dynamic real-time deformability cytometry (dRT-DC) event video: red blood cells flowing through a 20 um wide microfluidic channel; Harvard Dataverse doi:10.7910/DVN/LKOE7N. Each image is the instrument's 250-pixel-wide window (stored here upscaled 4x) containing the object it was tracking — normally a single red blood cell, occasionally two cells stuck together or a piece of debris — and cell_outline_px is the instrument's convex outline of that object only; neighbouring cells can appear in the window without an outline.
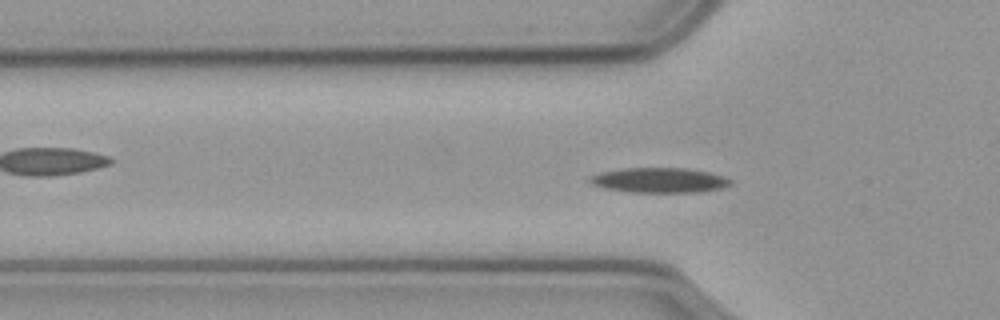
{"species": "common noctule bat (a hibernating species)", "species_latin": "Nyctalus noctula", "temperature_condition": "cold", "stored_images_in_passage": 47, "camera_frame_rate_fps": 3000, "um_per_image_px": 0.085, "animal": {"sex": "male", "body_mass_g": 23.1, "forearm_length_mm": 52.7}, "frame": {"image": 1, "passage_image": 7, "time_ms": 2.0, "image_size_px": [1000, 320], "cell_outline_px": [[732, 184], [720, 188], [700, 192], [628, 192], [604, 188], [592, 184], [588, 180], [588, 176], [600, 172], [620, 168], [684, 168], [708, 172], [724, 176], [732, 180]], "centroid_in_image_um": [56.0, 15.31], "position_along_channel_um": 69.8, "area_um2": 20.58}}
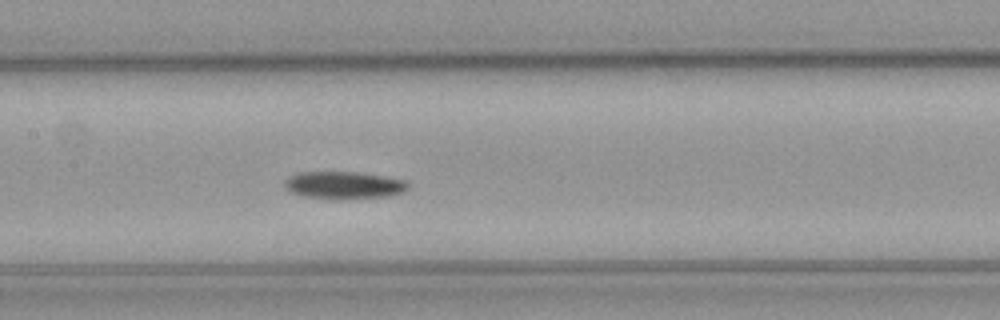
{"frame": {"image": 2, "passage_image": 16, "time_ms": 5.0, "image_size_px": [1000, 320], "cell_outline_px": [[408, 188], [404, 192], [388, 196], [348, 200], [332, 200], [300, 196], [292, 192], [284, 184], [284, 180], [300, 172], [356, 172], [404, 180], [408, 184]], "centroid_in_image_um": [29.22, 15.77], "position_along_channel_um": 178.2, "area_um2": 19.88}}
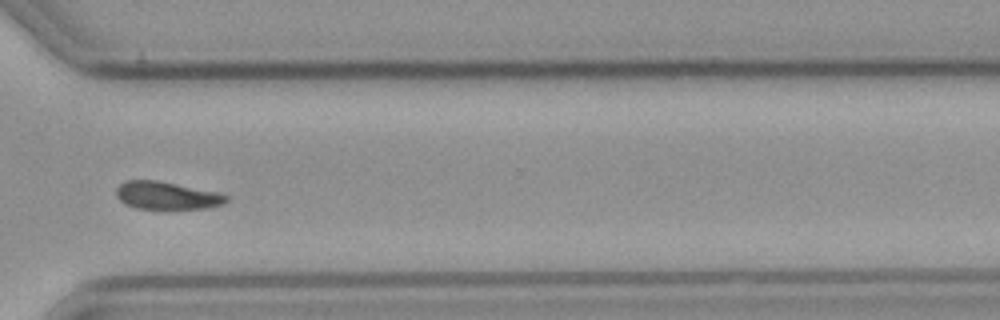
{"frame": {"image": 3, "passage_image": 31, "time_ms": 10.0, "image_size_px": [1000, 320], "cell_outline_px": [[228, 200], [224, 204], [208, 208], [136, 208], [124, 204], [116, 196], [116, 188], [120, 184], [128, 180], [156, 180], [220, 192], [228, 196]], "centroid_in_image_um": [14.19, 16.61], "position_along_channel_um": 356.4, "area_um2": 17.74}}